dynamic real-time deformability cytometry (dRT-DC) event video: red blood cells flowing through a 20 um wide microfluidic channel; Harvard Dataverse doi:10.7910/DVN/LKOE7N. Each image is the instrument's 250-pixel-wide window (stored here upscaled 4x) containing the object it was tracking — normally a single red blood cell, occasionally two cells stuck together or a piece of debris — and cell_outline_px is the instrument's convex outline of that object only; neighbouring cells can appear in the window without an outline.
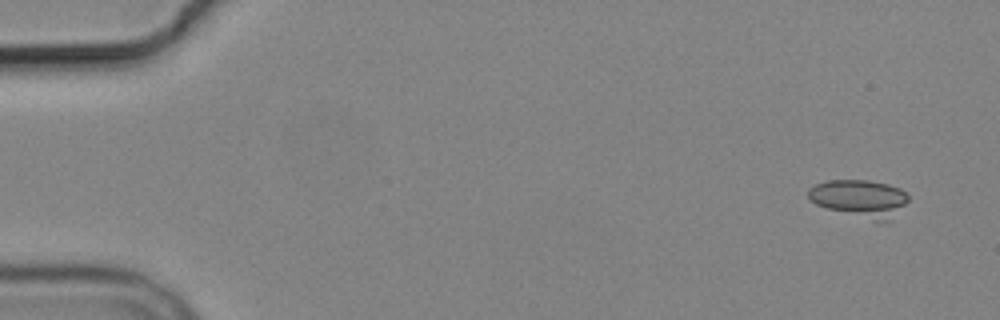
{"species": "common noctule bat (a hibernating species)", "species_latin": "Nyctalus noctula", "temperature_condition": "cold", "stored_images_in_passage": 5, "camera_frame_rate_fps": 3000, "um_per_image_px": 0.085, "animal": {"sex": "male", "body_mass_g": 19.2, "forearm_length_mm": 51.8}, "frame": {"image": 1, "passage_image": 1, "time_ms": 0.0, "image_size_px": [1000, 320], "cell_outline_px": [[908, 200], [892, 220], [888, 224], [828, 208], [816, 204], [808, 196], [808, 188], [816, 184], [828, 180], [868, 180], [888, 184], [900, 188], [908, 196]], "centroid_in_image_um": [73.11, 16.86], "position_along_channel_um": 11.9, "area_um2": 21.68}}
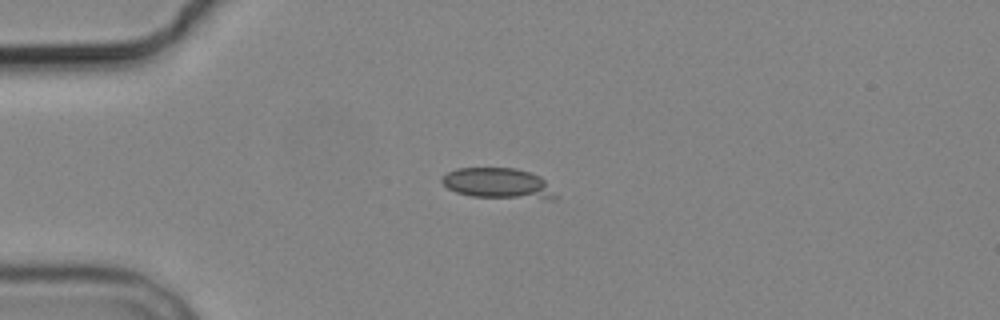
{"frame": {"image": 2, "passage_image": 4, "time_ms": 3.667, "image_size_px": [1000, 320], "cell_outline_px": [[560, 196], [556, 200], [548, 200], [472, 196], [456, 192], [448, 188], [440, 180], [448, 172], [456, 168], [516, 168], [532, 172], [540, 176]], "centroid_in_image_um": [42.43, 15.6], "position_along_channel_um": 42.6, "area_um2": 20.63}}